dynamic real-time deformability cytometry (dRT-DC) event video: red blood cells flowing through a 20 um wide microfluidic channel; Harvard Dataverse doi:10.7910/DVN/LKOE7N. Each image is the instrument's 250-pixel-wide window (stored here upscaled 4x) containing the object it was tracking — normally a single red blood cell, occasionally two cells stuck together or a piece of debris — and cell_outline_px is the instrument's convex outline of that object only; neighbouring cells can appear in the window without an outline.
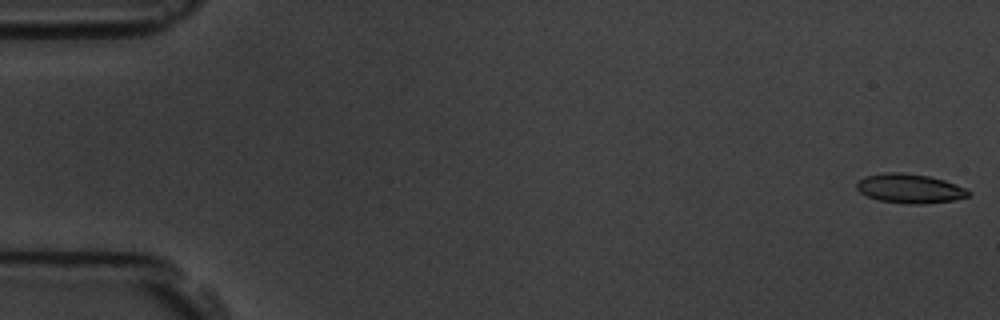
{"species": "common noctule bat (a hibernating species)", "species_latin": "Nyctalus noctula", "temperature_condition": "room temperature", "stored_images_in_passage": 58, "camera_frame_rate_fps": 3000, "um_per_image_px": 0.085, "animal": {"sex": "male", "body_mass_g": 19.5, "forearm_length_mm": 54.6}, "frame": {"image": 1, "passage_image": 1, "time_ms": 0.0, "image_size_px": [1000, 320], "cell_outline_px": [[972, 192], [968, 196], [952, 200], [924, 204], [908, 204], [880, 200], [868, 196], [860, 192], [856, 188], [856, 184], [860, 180], [868, 176], [888, 172], [900, 172], [928, 176], [944, 180], [964, 188]], "centroid_in_image_um": [77.34, 16.03], "position_along_channel_um": 7.7, "area_um2": 18.73}}
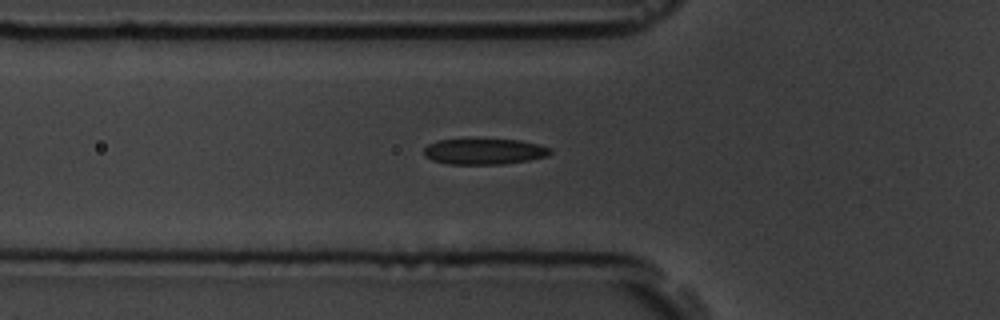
{"frame": {"image": 2, "passage_image": 20, "time_ms": 6.333, "image_size_px": [1000, 320], "cell_outline_px": [[552, 152], [548, 156], [528, 160], [504, 164], [448, 164], [432, 160], [424, 156], [424, 148], [428, 144], [436, 140], [520, 140], [552, 148]], "centroid_in_image_um": [41.15, 12.89], "position_along_channel_um": 84.6, "area_um2": 18.9}}
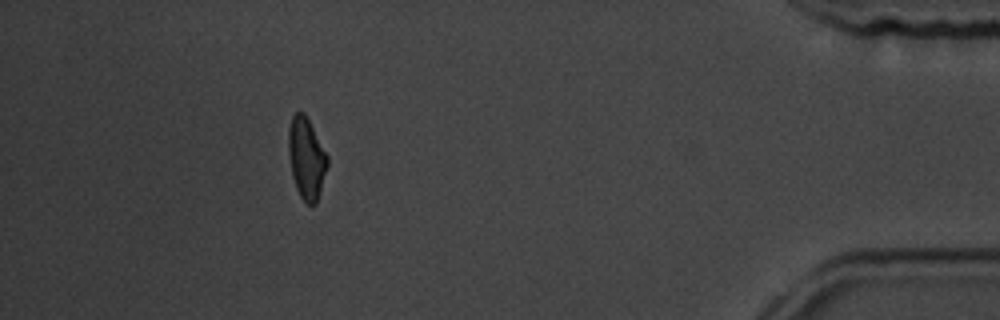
{"frame": {"image": 3, "passage_image": 52, "time_ms": 17.0, "image_size_px": [1000, 320], "cell_outline_px": [[328, 164], [316, 204], [312, 208], [300, 196], [296, 188], [292, 176], [288, 156], [288, 128], [292, 116], [296, 112], [304, 112], [328, 156]], "centroid_in_image_um": [26.03, 13.46], "position_along_channel_um": 409.2, "area_um2": 18.5}, "authors_computed_cell_mechanics": {"area_um2": 19.1318, "velocity_mm_per_s": 3.5632, "shape_relaxation_time_tau1_ms": 3.5432, "shape_relaxation_time_tau2_ms": 2.2683, "deformation_change_tau1": 0.1241, "deformation_change_tau2": 0.1049}}